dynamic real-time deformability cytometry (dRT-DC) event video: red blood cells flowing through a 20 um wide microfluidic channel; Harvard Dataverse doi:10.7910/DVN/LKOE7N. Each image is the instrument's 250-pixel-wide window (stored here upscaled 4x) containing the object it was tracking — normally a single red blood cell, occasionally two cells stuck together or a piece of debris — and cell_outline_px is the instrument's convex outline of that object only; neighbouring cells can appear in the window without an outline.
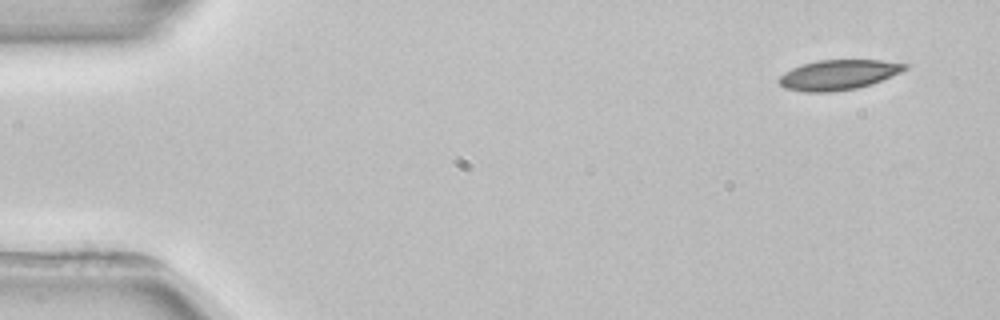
{"species": "common noctule bat (a hibernating species)", "species_latin": "Nyctalus noctula", "temperature_condition": "room temperature", "stored_images_in_passage": 4, "camera_frame_rate_fps": 3000, "um_per_image_px": 0.085, "animal": {"sex": "female", "body_mass_g": 22.7, "forearm_length_mm": 54.2}, "frame": {"image": 1, "passage_image": 1, "time_ms": 0.0, "image_size_px": [1000, 320], "cell_outline_px": [[912, 64], [908, 68], [900, 72], [872, 84], [856, 88], [828, 92], [804, 92], [784, 88], [776, 80], [784, 72], [800, 64], [820, 60], [880, 60]], "centroid_in_image_um": [71.25, 6.35], "position_along_channel_um": 13.8, "area_um2": 22.14}}
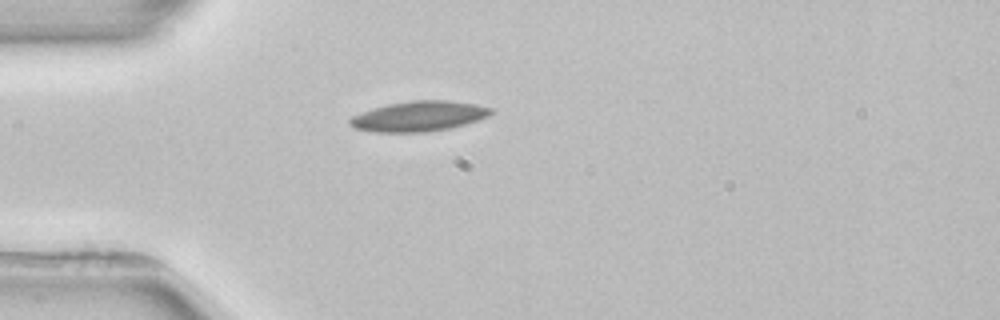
{"frame": {"image": 2, "passage_image": 4, "time_ms": 3.667, "image_size_px": [1000, 320], "cell_outline_px": [[492, 112], [488, 116], [464, 124], [448, 128], [424, 132], [372, 132], [356, 128], [348, 124], [348, 120], [352, 116], [388, 104], [412, 100], [448, 100], [476, 104], [492, 108]], "centroid_in_image_um": [35.59, 9.88], "position_along_channel_um": 49.4, "area_um2": 24.51}}